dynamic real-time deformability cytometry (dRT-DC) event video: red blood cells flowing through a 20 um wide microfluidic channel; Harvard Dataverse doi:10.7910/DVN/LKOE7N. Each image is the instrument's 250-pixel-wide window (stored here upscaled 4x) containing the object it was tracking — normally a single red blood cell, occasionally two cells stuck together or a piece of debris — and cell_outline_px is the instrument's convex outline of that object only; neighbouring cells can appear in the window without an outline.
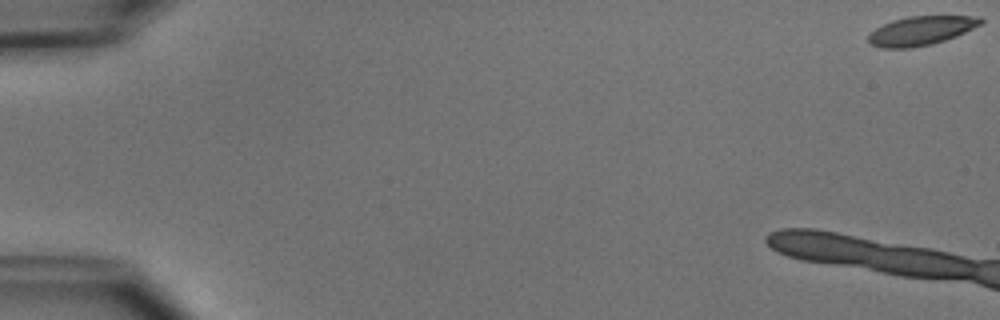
{"species": "common noctule bat (a hibernating species)", "species_latin": "Nyctalus noctula", "temperature_condition": "cold", "stored_images_in_passage": 3, "camera_frame_rate_fps": 3000, "um_per_image_px": 0.085, "animal": {"sex": "male", "body_mass_g": 15.6}, "frame": {"image": 1, "passage_image": 1, "time_ms": 0.0, "image_size_px": [1000, 320], "cell_outline_px": [[984, 24], [956, 36], [932, 44], [912, 48], [880, 48], [872, 44], [868, 40], [868, 32], [892, 20], [908, 16], [980, 16], [984, 20]], "centroid_in_image_um": [78.31, 2.6], "position_along_channel_um": 6.7, "area_um2": 19.19}}